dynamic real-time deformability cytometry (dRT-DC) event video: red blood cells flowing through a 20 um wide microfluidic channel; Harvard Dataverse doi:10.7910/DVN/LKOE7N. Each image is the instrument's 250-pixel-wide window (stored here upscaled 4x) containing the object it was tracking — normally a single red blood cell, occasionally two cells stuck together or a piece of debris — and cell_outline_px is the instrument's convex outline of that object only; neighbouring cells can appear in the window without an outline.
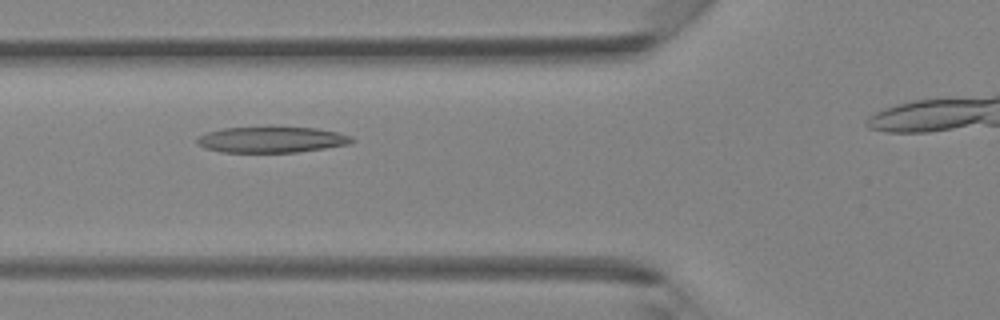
{"species": "Egyptian fruit bat (a non-hibernating species)", "species_latin": "Rousettus aegyptiacus", "temperature_condition": "room temperature", "stored_images_in_passage": 33, "camera_frame_rate_fps": 3000, "um_per_image_px": 0.085, "animal": {"sex": "female"}, "frame": {"image": 1, "passage_image": 12, "time_ms": 3.667, "image_size_px": [1000, 320], "cell_outline_px": [[356, 140], [348, 144], [324, 148], [296, 152], [220, 152], [204, 148], [196, 144], [196, 140], [200, 136], [208, 132], [224, 128], [316, 128], [336, 132], [352, 136]], "centroid_in_image_um": [23.07, 11.88], "position_along_channel_um": 102.7, "area_um2": 23.0}}
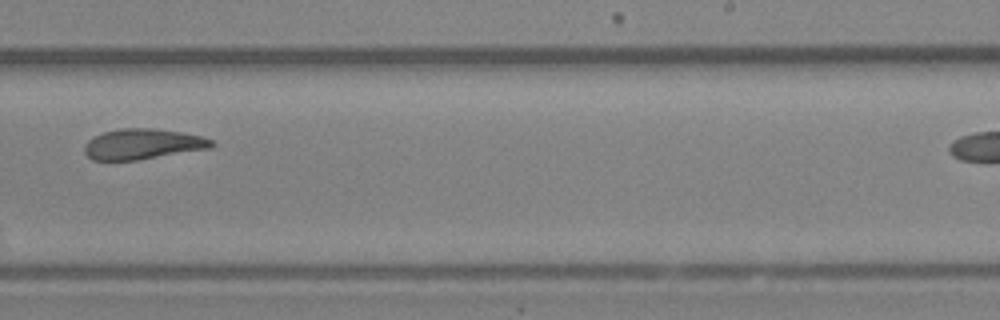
{"frame": {"image": 2, "passage_image": 23, "time_ms": 7.333, "image_size_px": [1000, 320], "cell_outline_px": [[216, 144], [212, 148], [136, 160], [92, 160], [84, 152], [84, 144], [88, 140], [104, 132], [120, 128], [152, 128], [180, 132], [200, 136], [212, 140]], "centroid_in_image_um": [12.13, 12.25], "position_along_channel_um": 276.9, "area_um2": 22.48}}
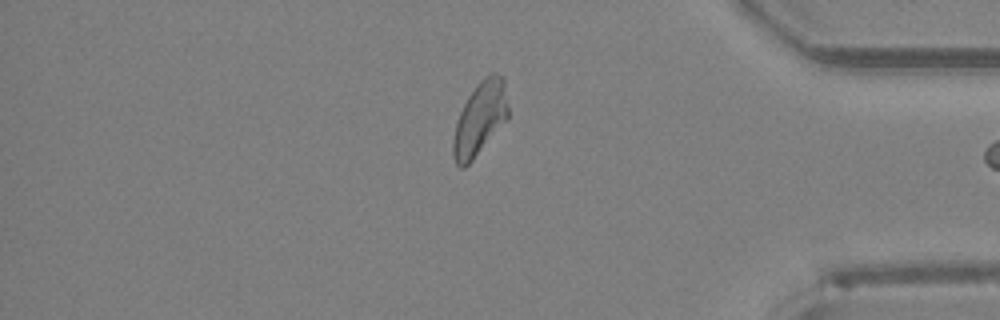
{"frame": {"image": 3, "passage_image": 32, "time_ms": 10.333, "image_size_px": [1000, 320], "cell_outline_px": [[508, 120], [472, 160], [464, 168], [460, 168], [456, 164], [452, 152], [452, 140], [456, 124], [460, 112], [468, 96], [476, 84], [480, 80], [492, 72], [496, 72], [504, 76], [508, 104]], "centroid_in_image_um": [40.81, 10.06], "position_along_channel_um": 394.4, "area_um2": 23.76}}